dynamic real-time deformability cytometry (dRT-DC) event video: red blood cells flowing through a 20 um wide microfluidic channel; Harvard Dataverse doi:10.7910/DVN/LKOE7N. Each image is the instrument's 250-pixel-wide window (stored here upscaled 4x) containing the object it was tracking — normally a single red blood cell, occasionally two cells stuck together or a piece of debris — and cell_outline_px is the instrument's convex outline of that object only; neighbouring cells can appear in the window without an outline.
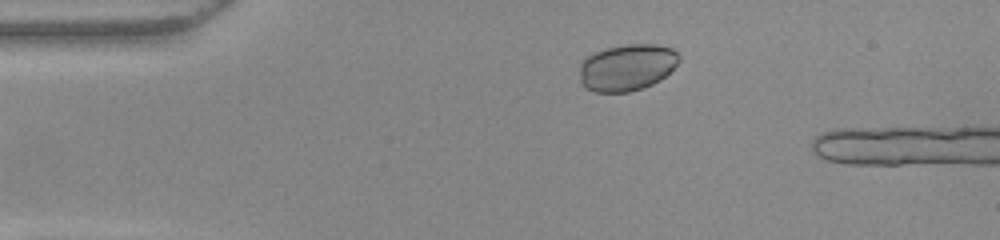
{"species": "common noctule bat (a hibernating species)", "species_latin": "Nyctalus noctula", "temperature_condition": "warm", "stored_images_in_passage": 37, "camera_frame_rate_fps": 3000, "um_per_image_px": 0.085, "animal": {"sex": "female", "body_mass_g": 22.0, "forearm_length_mm": 56.7}, "frame": {"image": 1, "passage_image": 1, "time_ms": 0.0, "image_size_px": [1000, 240], "cell_outline_px": [[680, 60], [660, 80], [644, 88], [628, 92], [596, 92], [584, 88], [580, 84], [580, 64], [588, 56], [596, 52], [608, 48], [628, 44], [656, 44], [672, 48], [680, 56]], "centroid_in_image_um": [53.28, 5.74], "position_along_channel_um": 31.7, "area_um2": 26.99}}
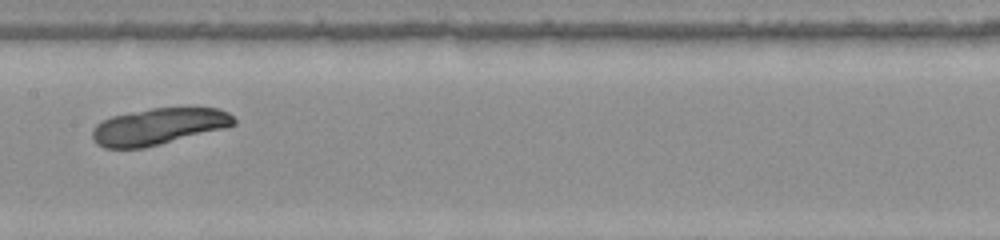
{"frame": {"image": 2, "passage_image": 17, "time_ms": 5.333, "image_size_px": [1000, 240], "cell_outline_px": [[236, 124], [228, 128], [144, 148], [104, 148], [96, 144], [92, 136], [92, 128], [96, 124], [112, 116], [152, 108], [220, 108], [228, 112], [236, 120]], "centroid_in_image_um": [13.51, 10.76], "position_along_channel_um": 193.9, "area_um2": 30.29}}
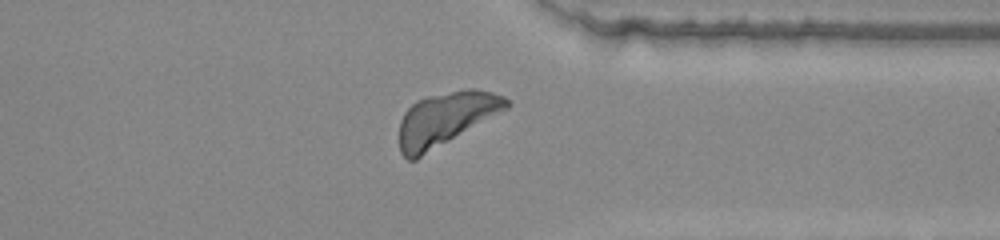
{"frame": {"image": 3, "passage_image": 31, "time_ms": 10.0, "image_size_px": [1000, 240], "cell_outline_px": [[512, 104], [508, 108], [416, 160], [408, 160], [400, 152], [400, 120], [404, 112], [416, 100], [428, 96], [468, 88], [476, 88], [492, 92], [504, 96], [512, 100]], "centroid_in_image_um": [37.9, 10.09], "position_along_channel_um": 373.5, "area_um2": 33.47}}